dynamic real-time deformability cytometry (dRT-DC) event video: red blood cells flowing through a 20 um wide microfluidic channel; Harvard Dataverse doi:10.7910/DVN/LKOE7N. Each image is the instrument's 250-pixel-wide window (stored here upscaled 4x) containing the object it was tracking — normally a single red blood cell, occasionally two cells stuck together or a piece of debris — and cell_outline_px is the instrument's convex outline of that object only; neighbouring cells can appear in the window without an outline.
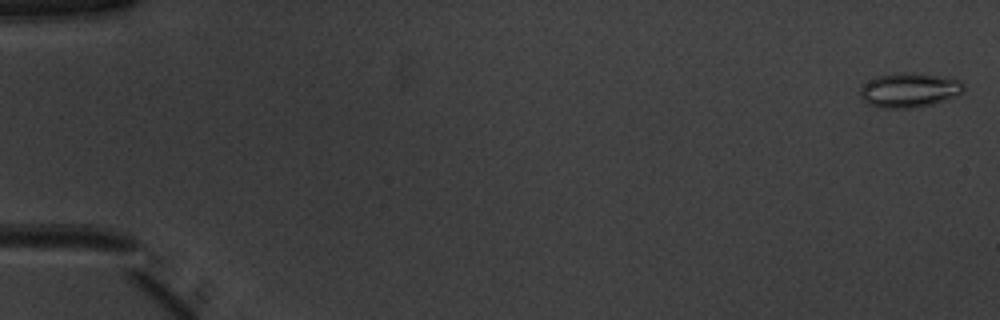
{"species": "common noctule bat (a hibernating species)", "species_latin": "Nyctalus noctula", "temperature_condition": "warm", "stored_images_in_passage": 51, "camera_frame_rate_fps": 3000, "um_per_image_px": 0.085, "animal": {"sex": "male", "body_mass_g": 20.1, "forearm_length_mm": 53.5}, "frame": {"image": 1, "passage_image": 1, "time_ms": 0.0, "image_size_px": [1000, 320], "cell_outline_px": [[964, 88], [956, 96], [948, 100], [932, 104], [912, 108], [884, 108], [868, 104], [860, 96], [860, 88], [868, 80], [876, 76], [896, 72], [916, 72], [940, 76], [960, 80], [964, 84]], "centroid_in_image_um": [77.28, 7.64], "position_along_channel_um": 7.7, "area_um2": 21.04}}
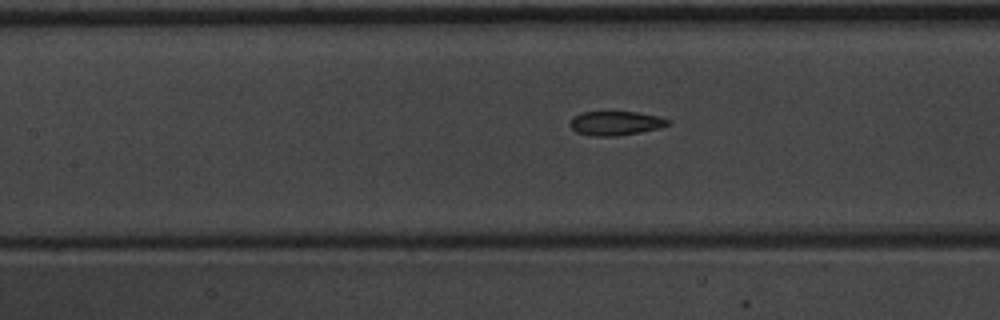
{"frame": {"image": 2, "passage_image": 24, "time_ms": 7.667, "image_size_px": [1000, 320], "cell_outline_px": [[672, 124], [660, 128], [640, 132], [616, 136], [592, 136], [576, 132], [568, 124], [572, 116], [580, 112], [636, 112], [660, 116], [672, 120]], "centroid_in_image_um": [52.35, 10.47], "position_along_channel_um": 155.1, "area_um2": 14.05}}
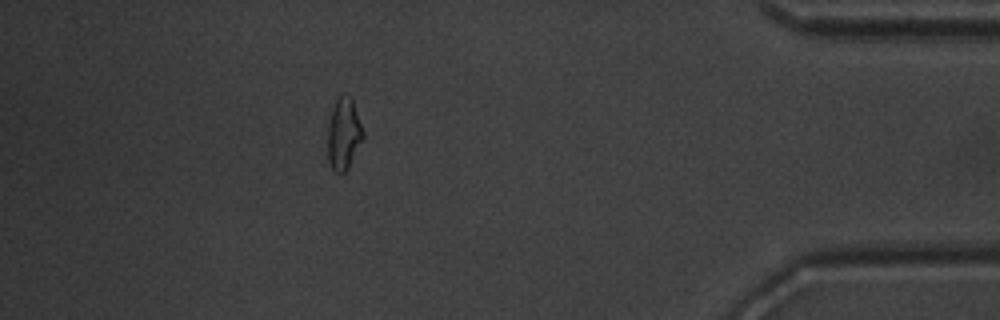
{"frame": {"image": 3, "passage_image": 46, "time_ms": 15.0, "image_size_px": [1000, 320], "cell_outline_px": [[364, 136], [348, 168], [344, 172], [336, 172], [332, 168], [328, 160], [328, 128], [332, 108], [336, 100], [340, 96], [352, 100], [364, 132]], "centroid_in_image_um": [29.21, 11.43], "position_along_channel_um": 406.0, "area_um2": 14.28}, "authors_computed_cell_mechanics": {"area_um2": 14.6234, "velocity_mm_per_s": 4.0028, "shape_relaxation_time_tau1_ms": 6.4307, "shape_relaxation_time_tau2_ms": 1.8881, "deformation_change_tau1": 0.1524, "deformation_change_tau2": 0.0778}}